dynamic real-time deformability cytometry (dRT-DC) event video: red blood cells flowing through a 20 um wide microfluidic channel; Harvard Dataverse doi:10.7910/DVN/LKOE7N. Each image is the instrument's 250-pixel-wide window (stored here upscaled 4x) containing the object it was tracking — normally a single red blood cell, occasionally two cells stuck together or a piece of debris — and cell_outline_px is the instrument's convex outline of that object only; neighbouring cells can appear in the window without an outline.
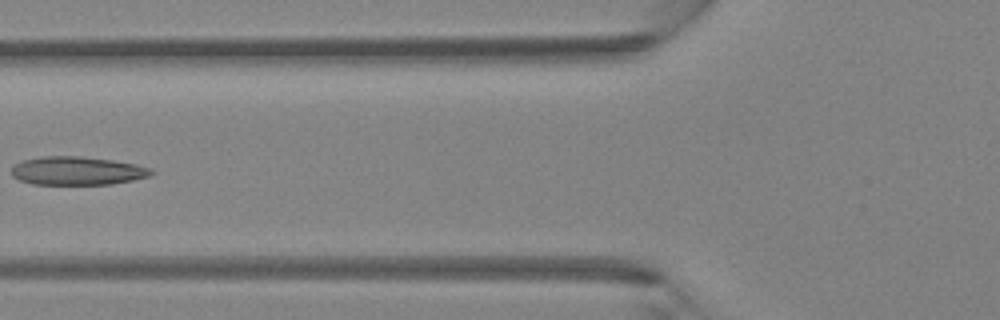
{"species": "Egyptian fruit bat (a non-hibernating species)", "species_latin": "Rousettus aegyptiacus", "temperature_condition": "room temperature", "stored_images_in_passage": 5, "camera_frame_rate_fps": 3000, "um_per_image_px": 0.085, "animal": {"sex": "female"}, "frame": {"image": 1, "passage_image": 5, "time_ms": 5.667, "image_size_px": [1000, 320], "cell_outline_px": [[156, 172], [148, 176], [132, 180], [112, 184], [32, 184], [20, 180], [12, 176], [12, 164], [24, 160], [40, 156], [80, 156], [112, 160], [136, 164], [152, 168]], "centroid_in_image_um": [6.56, 14.51], "position_along_channel_um": 119.2, "area_um2": 23.24}}